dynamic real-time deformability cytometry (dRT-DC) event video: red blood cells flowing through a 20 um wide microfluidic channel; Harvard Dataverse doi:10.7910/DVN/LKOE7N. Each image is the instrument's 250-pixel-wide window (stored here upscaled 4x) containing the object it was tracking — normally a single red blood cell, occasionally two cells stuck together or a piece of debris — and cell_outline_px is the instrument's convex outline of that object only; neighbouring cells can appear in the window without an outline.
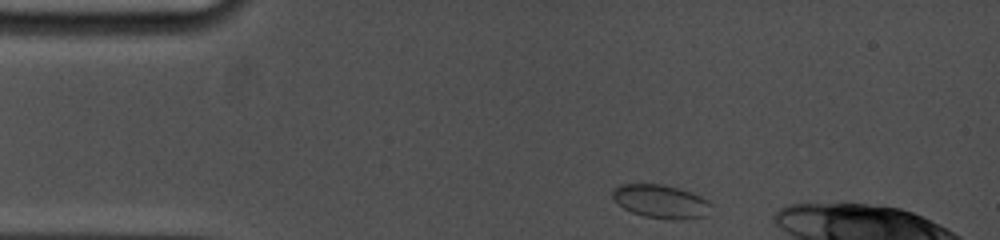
{"species": "common noctule bat (a hibernating species)", "species_latin": "Nyctalus noctula", "temperature_condition": "cold", "stored_images_in_passage": 34, "camera_frame_rate_fps": 5000, "um_per_image_px": 0.085, "animal": {"sex": "female", "body_mass_g": 19.0, "forearm_length_mm": 53.3}, "frame": {"image": 1, "passage_image": 1, "time_ms": 0.0, "image_size_px": [1000, 240], "cell_outline_px": [[712, 204], [708, 216], [684, 220], [672, 220], [644, 216], [632, 212], [624, 208], [612, 196], [612, 188], [620, 184], [664, 184], [680, 188], [692, 192], [708, 200]], "centroid_in_image_um": [56.22, 17.13], "position_along_channel_um": 28.8, "area_um2": 19.54}}
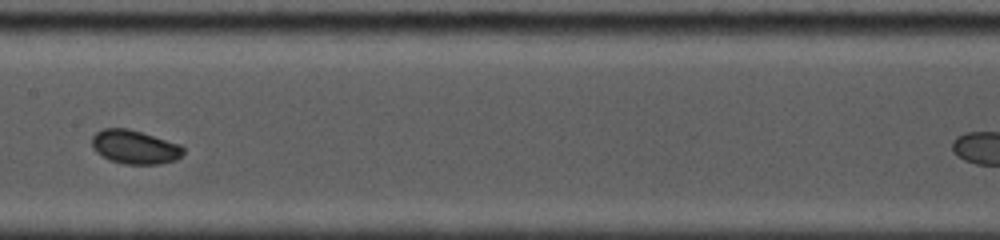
{"frame": {"image": 2, "passage_image": 20, "time_ms": 5.8, "image_size_px": [1000, 240], "cell_outline_px": [[184, 152], [176, 160], [160, 164], [124, 164], [108, 160], [96, 152], [92, 148], [92, 136], [96, 132], [104, 128], [128, 128], [180, 144], [184, 148]], "centroid_in_image_um": [11.43, 12.5], "position_along_channel_um": 196.0, "area_um2": 18.09}}
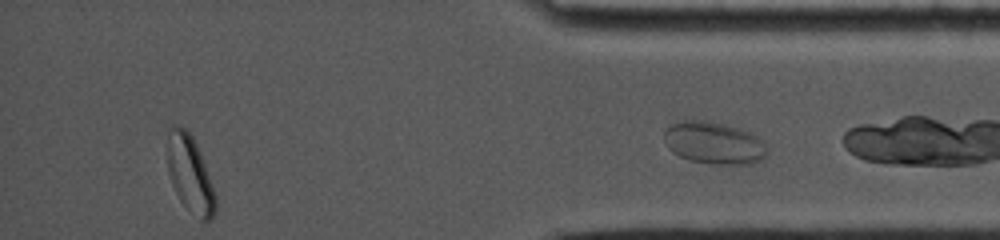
{"frame": {"image": 3, "passage_image": 33, "time_ms": 12.6, "image_size_px": [1000, 240], "cell_outline_px": [[216, 212], [212, 220], [200, 220], [180, 200], [172, 184], [168, 172], [168, 128], [184, 128], [192, 136], [200, 152], [216, 196]], "centroid_in_image_um": [16.17, 14.85], "position_along_channel_um": 419.0, "area_um2": 21.04}}